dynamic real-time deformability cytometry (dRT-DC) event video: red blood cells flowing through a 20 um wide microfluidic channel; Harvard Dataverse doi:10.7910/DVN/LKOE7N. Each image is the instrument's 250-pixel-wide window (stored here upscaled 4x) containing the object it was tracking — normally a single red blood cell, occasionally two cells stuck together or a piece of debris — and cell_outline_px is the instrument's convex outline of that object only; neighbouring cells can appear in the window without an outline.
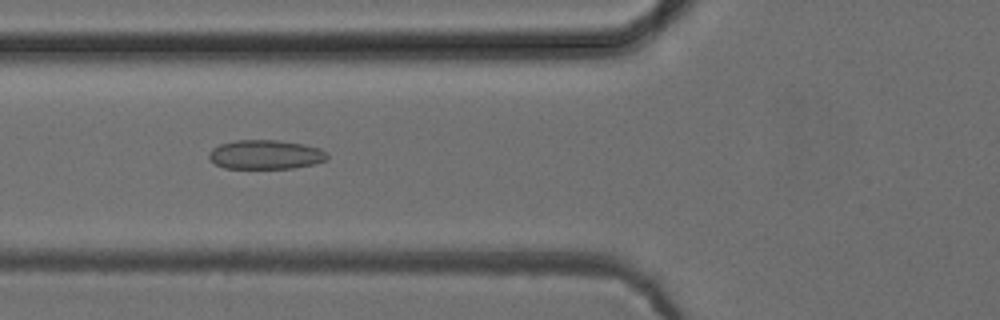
{"species": "common noctule bat (a hibernating species)", "species_latin": "Nyctalus noctula", "temperature_condition": "cold", "stored_images_in_passage": 44, "camera_frame_rate_fps": 3000, "um_per_image_px": 0.085, "animal": {"sex": "female", "body_mass_g": 24.6, "forearm_length_mm": 56.2}, "frame": {"image": 1, "passage_image": 12, "time_ms": 3.667, "image_size_px": [1000, 320], "cell_outline_px": [[328, 160], [316, 164], [292, 168], [224, 168], [216, 164], [208, 156], [208, 152], [212, 148], [220, 144], [236, 140], [276, 140], [304, 144], [320, 148], [328, 152]], "centroid_in_image_um": [22.61, 13.14], "position_along_channel_um": 103.2, "area_um2": 20.29}}
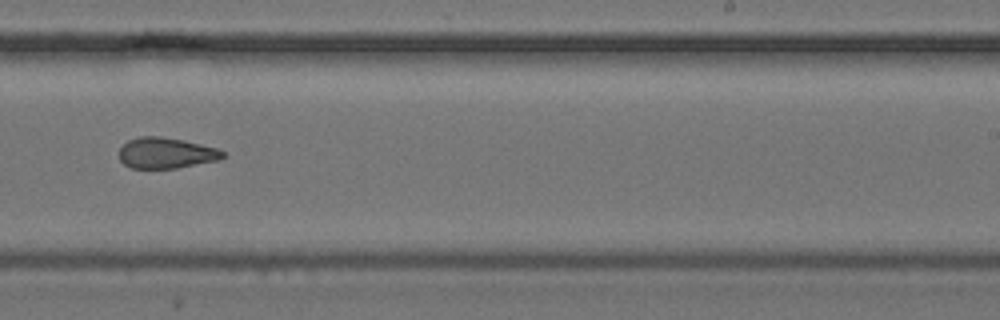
{"frame": {"image": 2, "passage_image": 25, "time_ms": 8.0, "image_size_px": [1000, 320], "cell_outline_px": [[224, 156], [220, 160], [176, 168], [132, 168], [124, 164], [120, 160], [120, 148], [128, 140], [140, 136], [160, 136], [184, 140], [216, 148], [224, 152]], "centroid_in_image_um": [14.11, 13.0], "position_along_channel_um": 274.9, "area_um2": 18.55}}
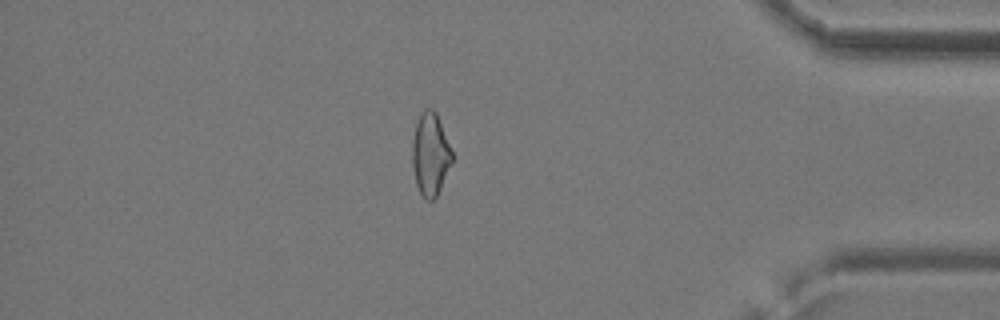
{"frame": {"image": 3, "passage_image": 37, "time_ms": 12.0, "image_size_px": [1000, 320], "cell_outline_px": [[452, 160], [440, 188], [436, 196], [432, 200], [424, 200], [416, 184], [412, 164], [412, 144], [416, 124], [424, 108], [432, 108], [436, 112], [452, 152]], "centroid_in_image_um": [36.56, 13.11], "position_along_channel_um": 398.6, "area_um2": 18.79}}